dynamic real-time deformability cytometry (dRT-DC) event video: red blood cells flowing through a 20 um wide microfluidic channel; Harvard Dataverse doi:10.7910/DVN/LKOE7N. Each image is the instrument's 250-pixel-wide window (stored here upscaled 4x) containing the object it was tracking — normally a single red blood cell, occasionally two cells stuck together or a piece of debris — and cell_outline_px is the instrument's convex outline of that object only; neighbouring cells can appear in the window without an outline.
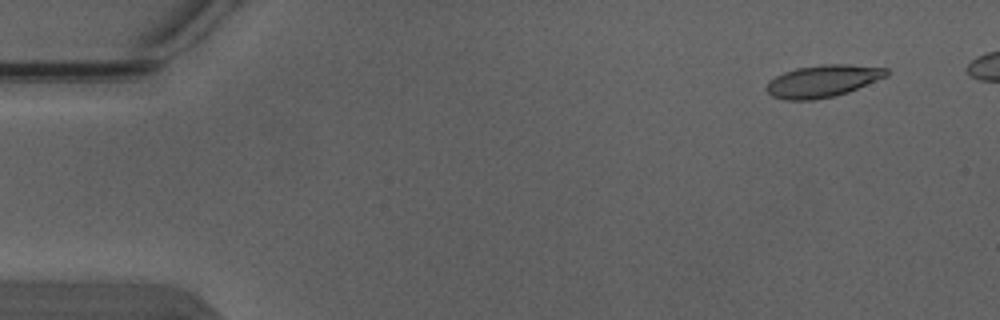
{"species": "Egyptian fruit bat (a non-hibernating species)", "species_latin": "Rousettus aegyptiacus", "temperature_condition": "warm", "stored_images_in_passage": 6, "camera_frame_rate_fps": 3000, "um_per_image_px": 0.085, "animal": {"sex": "male"}, "frame": {"image": 1, "passage_image": 2, "time_ms": 0.333, "image_size_px": [1000, 320], "cell_outline_px": [[888, 76], [848, 92], [832, 96], [812, 100], [784, 100], [772, 96], [764, 88], [768, 80], [784, 72], [796, 68], [824, 64], [848, 64], [888, 68]], "centroid_in_image_um": [69.91, 6.89], "position_along_channel_um": 15.1, "area_um2": 22.54}}